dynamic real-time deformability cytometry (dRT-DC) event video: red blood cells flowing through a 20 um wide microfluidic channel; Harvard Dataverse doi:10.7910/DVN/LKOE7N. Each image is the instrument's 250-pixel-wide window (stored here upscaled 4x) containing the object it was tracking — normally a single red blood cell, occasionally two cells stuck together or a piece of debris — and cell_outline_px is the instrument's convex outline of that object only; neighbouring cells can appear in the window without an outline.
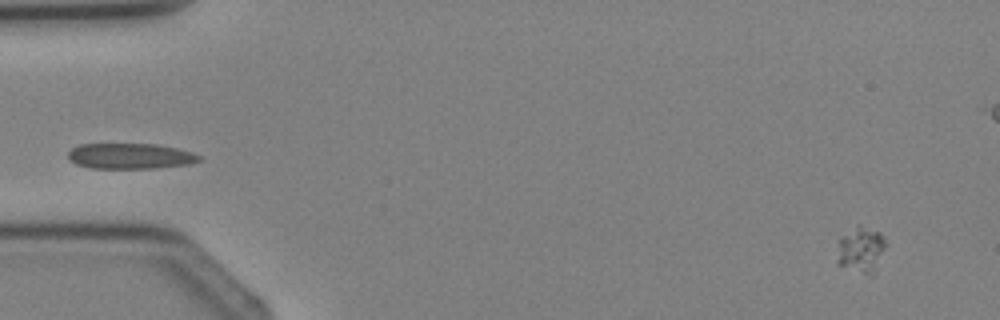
{"species": "Egyptian fruit bat (a non-hibernating species)", "species_latin": "Rousettus aegyptiacus", "temperature_condition": "cold", "stored_images_in_passage": 2, "segment_of_instrument_passage": [2, 2], "camera_frame_rate_fps": 3000, "um_per_image_px": 0.085, "animal": {"sex": "female"}, "frame": {"image": 1, "passage_image": 2, "time_ms": 1.333, "image_size_px": [1000, 320], "cell_outline_px": [[888, 244], [872, 276], [836, 264], [836, 260], [840, 240], [856, 224], [880, 232]], "centroid_in_image_um": [73.22, 21.23], "position_along_channel_um": 11.8, "area_um2": 12.95}}